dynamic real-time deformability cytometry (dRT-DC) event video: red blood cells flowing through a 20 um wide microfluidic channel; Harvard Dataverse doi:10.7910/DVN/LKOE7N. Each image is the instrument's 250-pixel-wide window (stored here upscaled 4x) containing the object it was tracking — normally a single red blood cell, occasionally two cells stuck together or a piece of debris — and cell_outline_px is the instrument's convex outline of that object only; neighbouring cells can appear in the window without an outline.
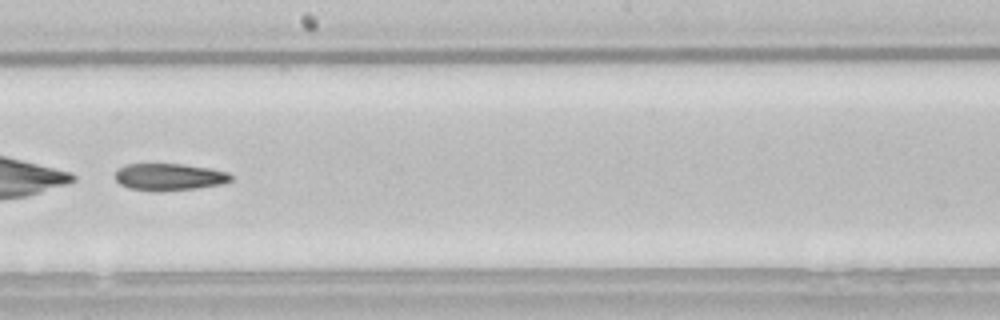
{"species": "common noctule bat (a hibernating species)", "species_latin": "Nyctalus noctula", "temperature_condition": "room temperature", "stored_images_in_passage": 52, "camera_frame_rate_fps": 3000, "um_per_image_px": 0.085, "animal": {"sex": "male", "body_mass_g": 21.5, "forearm_length_mm": 52.0}, "frame": {"image": 1, "passage_image": 30, "time_ms": 9.667, "image_size_px": [1000, 320], "cell_outline_px": [[232, 180], [224, 184], [196, 188], [156, 192], [152, 192], [128, 188], [120, 184], [116, 180], [116, 172], [124, 164], [184, 164], [212, 168], [228, 172], [232, 176]], "centroid_in_image_um": [14.41, 15.04], "position_along_channel_um": 233.8, "area_um2": 18.5}}